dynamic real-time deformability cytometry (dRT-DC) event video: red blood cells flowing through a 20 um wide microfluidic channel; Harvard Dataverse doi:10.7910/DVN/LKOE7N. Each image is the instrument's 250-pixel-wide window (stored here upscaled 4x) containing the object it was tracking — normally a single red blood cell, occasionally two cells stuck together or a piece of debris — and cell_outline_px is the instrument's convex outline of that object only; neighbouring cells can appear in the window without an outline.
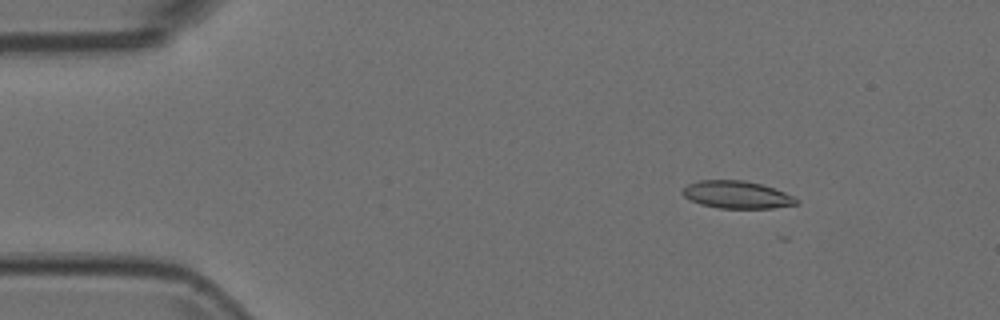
{"species": "Egyptian fruit bat (a non-hibernating species)", "species_latin": "Rousettus aegyptiacus", "temperature_condition": "room temperature", "stored_images_in_passage": 12, "camera_frame_rate_fps": 3000, "um_per_image_px": 0.085, "animal": {"sex": "female"}, "frame": {"image": 1, "passage_image": 7, "time_ms": 2.0, "image_size_px": [1000, 320], "cell_outline_px": [[800, 204], [772, 208], [716, 208], [700, 204], [684, 196], [680, 192], [688, 184], [700, 180], [744, 180], [760, 184], [784, 192], [800, 200]], "centroid_in_image_um": [62.63, 16.56], "position_along_channel_um": 22.4, "area_um2": 18.21}}